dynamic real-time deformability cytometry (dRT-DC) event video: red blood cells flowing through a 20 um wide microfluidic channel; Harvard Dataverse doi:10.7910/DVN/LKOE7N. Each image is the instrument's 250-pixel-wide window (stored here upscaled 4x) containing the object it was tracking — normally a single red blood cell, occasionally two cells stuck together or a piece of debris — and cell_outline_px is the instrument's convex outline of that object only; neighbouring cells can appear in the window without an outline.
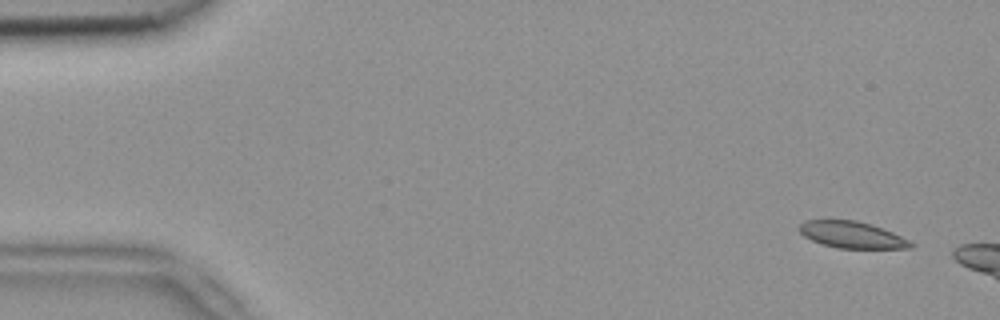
{"species": "common noctule bat (a hibernating species)", "species_latin": "Nyctalus noctula", "temperature_condition": "room temperature", "stored_images_in_passage": 4, "camera_frame_rate_fps": 3000, "um_per_image_px": 0.085, "animal": {"sex": "female", "body_mass_g": 18.4}, "frame": {"image": 1, "passage_image": 1, "time_ms": 0.0, "image_size_px": [1000, 320], "cell_outline_px": [[916, 244], [912, 248], [840, 248], [824, 244], [812, 240], [804, 236], [796, 228], [804, 220], [856, 220], [872, 224], [892, 232]], "centroid_in_image_um": [72.4, 19.95], "position_along_channel_um": 12.6, "area_um2": 17.22}}